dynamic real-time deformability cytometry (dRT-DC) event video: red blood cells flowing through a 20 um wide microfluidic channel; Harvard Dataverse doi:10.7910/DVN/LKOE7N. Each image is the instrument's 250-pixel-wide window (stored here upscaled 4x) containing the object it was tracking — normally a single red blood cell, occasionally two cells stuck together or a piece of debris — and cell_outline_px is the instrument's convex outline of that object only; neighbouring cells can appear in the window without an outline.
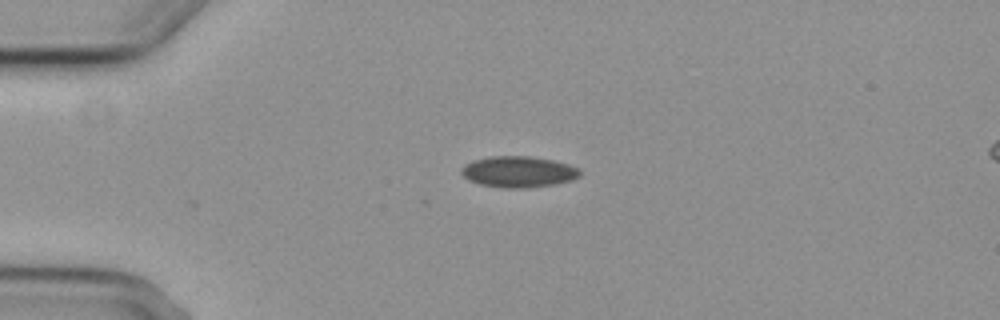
{"species": "common noctule bat (a hibernating species)", "species_latin": "Nyctalus noctula", "temperature_condition": "cold", "stored_images_in_passage": 3, "camera_frame_rate_fps": 3000, "um_per_image_px": 0.085, "animal": {"sex": "female", "body_mass_g": 29.2, "forearm_length_mm": 56.3}, "frame": {"image": 1, "passage_image": 1, "time_ms": 0.0, "image_size_px": [1000, 320], "cell_outline_px": [[580, 176], [572, 180], [556, 184], [520, 188], [504, 188], [480, 184], [468, 180], [460, 172], [460, 168], [464, 164], [472, 160], [488, 156], [528, 156], [552, 160], [568, 164], [580, 168]], "centroid_in_image_um": [44.04, 14.59], "position_along_channel_um": 41.0, "area_um2": 21.62}}
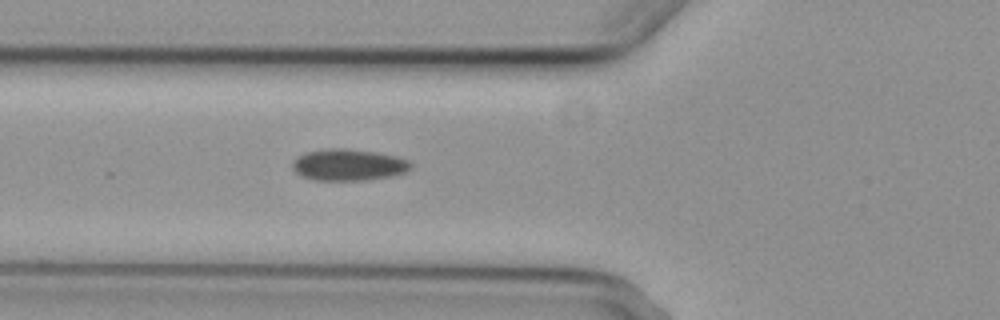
{"frame": {"image": 2, "passage_image": 3, "time_ms": 2.333, "image_size_px": [1000, 320], "cell_outline_px": [[412, 168], [408, 172], [392, 176], [368, 180], [312, 180], [300, 176], [292, 168], [292, 164], [300, 156], [308, 152], [328, 148], [344, 148], [376, 152], [396, 156], [408, 160], [412, 164]], "centroid_in_image_um": [29.67, 14.02], "position_along_channel_um": 96.1, "area_um2": 21.85}}